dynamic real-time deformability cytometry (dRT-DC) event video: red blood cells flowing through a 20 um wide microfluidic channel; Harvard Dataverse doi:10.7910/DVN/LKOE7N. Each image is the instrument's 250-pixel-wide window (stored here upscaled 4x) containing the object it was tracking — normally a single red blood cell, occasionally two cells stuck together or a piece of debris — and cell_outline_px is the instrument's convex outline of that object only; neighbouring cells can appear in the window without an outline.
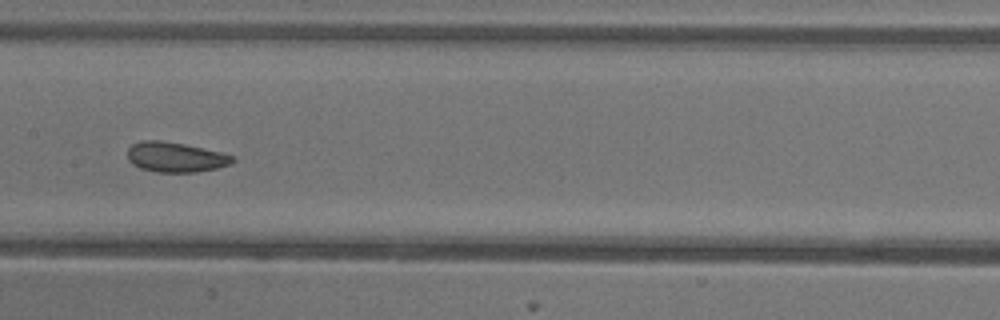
{"species": "common noctule bat (a hibernating species)", "species_latin": "Nyctalus noctula", "temperature_condition": "warm", "stored_images_in_passage": 39, "camera_frame_rate_fps": 3000, "um_per_image_px": 0.085, "animal": {"sex": "female"}, "frame": {"image": 1, "passage_image": 12, "time_ms": 3.667, "image_size_px": [1000, 320], "cell_outline_px": [[236, 160], [232, 164], [216, 168], [196, 172], [156, 172], [140, 168], [132, 164], [128, 160], [128, 148], [132, 144], [140, 140], [160, 140], [184, 144], [220, 152], [236, 156]], "centroid_in_image_um": [14.92, 13.35], "position_along_channel_um": 192.5, "area_um2": 18.5}, "authors_computed_cell_mechanics": {"area_um2": 19.1896, "velocity_mm_per_s": 3.8986, "shape_relaxation_time_tau1_ms": 7.9692, "shape_relaxation_time_tau2_ms": 2.0925, "deformation_change_tau1": 0.1158, "deformation_change_tau2": 0.0832}}